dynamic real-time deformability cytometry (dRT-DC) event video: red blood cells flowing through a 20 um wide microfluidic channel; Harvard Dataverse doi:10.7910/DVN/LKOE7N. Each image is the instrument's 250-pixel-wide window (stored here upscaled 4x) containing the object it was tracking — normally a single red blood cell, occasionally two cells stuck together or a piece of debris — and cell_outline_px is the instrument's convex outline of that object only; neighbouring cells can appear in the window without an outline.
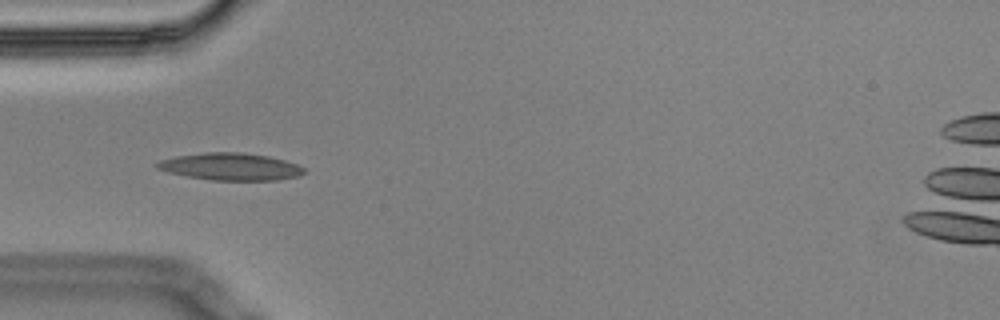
{"species": "Egyptian fruit bat (a non-hibernating species)", "species_latin": "Rousettus aegyptiacus", "temperature_condition": "cold", "stored_images_in_passage": 6, "camera_frame_rate_fps": 3000, "um_per_image_px": 0.085, "animal": {"sex": "male"}, "frame": {"image": 1, "passage_image": 5, "time_ms": 1.333, "image_size_px": [1000, 320], "cell_outline_px": [[304, 172], [300, 176], [276, 180], [212, 180], [188, 176], [168, 172], [156, 168], [152, 164], [160, 160], [176, 156], [204, 152], [240, 152], [268, 156], [284, 160], [296, 164], [304, 168]], "centroid_in_image_um": [19.56, 14.16], "position_along_channel_um": 65.4, "area_um2": 23.29}}
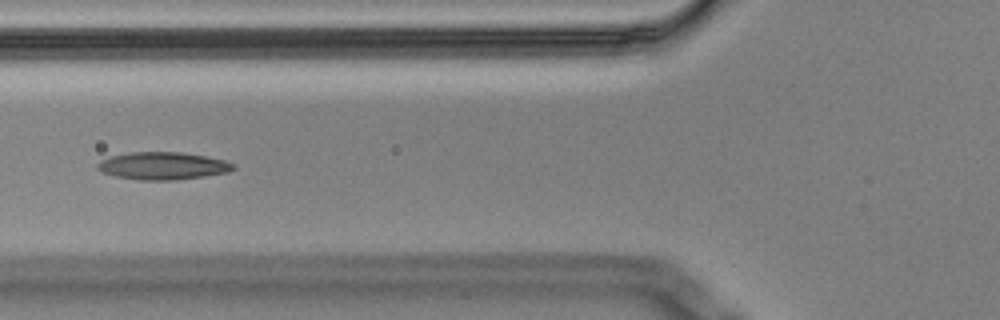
{"frame": {"image": 2, "passage_image": 6, "time_ms": 1.667, "image_size_px": [1000, 320], "cell_outline_px": [[236, 168], [228, 172], [204, 176], [176, 180], [140, 180], [116, 176], [100, 172], [96, 168], [96, 164], [100, 160], [112, 156], [132, 152], [180, 152], [204, 156], [224, 160], [236, 164]], "centroid_in_image_um": [13.83, 14.1], "position_along_channel_um": 112.0, "area_um2": 21.79}}